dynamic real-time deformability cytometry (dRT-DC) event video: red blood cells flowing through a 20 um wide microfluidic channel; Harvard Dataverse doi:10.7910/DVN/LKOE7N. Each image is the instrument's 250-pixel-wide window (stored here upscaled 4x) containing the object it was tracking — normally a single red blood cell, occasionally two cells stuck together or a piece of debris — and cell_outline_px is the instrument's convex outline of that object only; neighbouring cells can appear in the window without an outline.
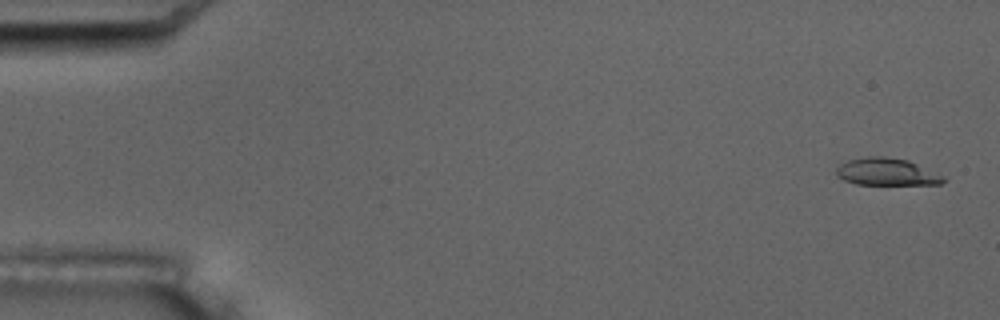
{"species": "common noctule bat (a hibernating species)", "species_latin": "Nyctalus noctula", "temperature_condition": "room temperature", "stored_images_in_passage": 4, "camera_frame_rate_fps": 3000, "um_per_image_px": 0.085, "animal": {"sex": "male", "body_mass_g": 17.5, "forearm_length_mm": 52.3}, "frame": {"image": 1, "passage_image": 1, "time_ms": 0.0, "image_size_px": [1000, 320], "cell_outline_px": [[944, 180], [940, 184], [856, 184], [844, 180], [836, 176], [836, 168], [840, 164], [848, 160], [868, 156], [884, 156], [908, 160], [940, 176]], "centroid_in_image_um": [75.25, 14.6], "position_along_channel_um": 9.7, "area_um2": 16.59}}